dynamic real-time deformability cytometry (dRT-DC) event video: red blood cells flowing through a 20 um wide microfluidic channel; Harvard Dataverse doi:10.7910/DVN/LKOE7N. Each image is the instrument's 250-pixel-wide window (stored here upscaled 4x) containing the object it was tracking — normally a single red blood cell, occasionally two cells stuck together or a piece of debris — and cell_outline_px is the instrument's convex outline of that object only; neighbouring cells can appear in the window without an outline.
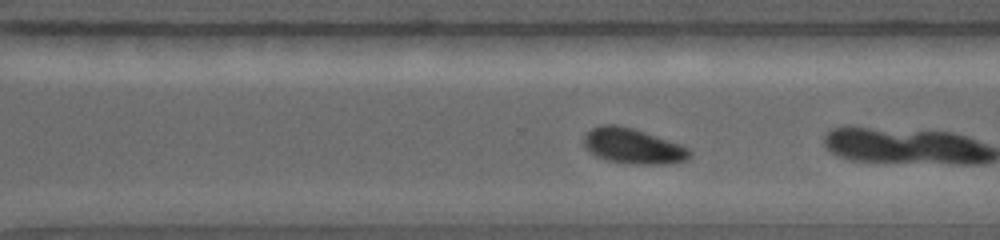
{"species": "common noctule bat (a hibernating species)", "species_latin": "Nyctalus noctula", "temperature_condition": "warm", "stored_images_in_passage": 25, "camera_frame_rate_fps": 5000, "um_per_image_px": 0.085, "animal": {"sex": "female", "body_mass_g": 19.0, "forearm_length_mm": 56.7}, "frame": {"image": 1, "passage_image": 20, "time_ms": 5.0, "image_size_px": [1000, 240], "cell_outline_px": [[692, 156], [688, 160], [672, 164], [632, 164], [604, 160], [588, 152], [584, 144], [584, 136], [592, 128], [600, 124], [616, 124], [632, 128], [680, 144], [688, 148], [692, 152]], "centroid_in_image_um": [53.81, 12.43], "position_along_channel_um": 316.8, "area_um2": 22.02}}